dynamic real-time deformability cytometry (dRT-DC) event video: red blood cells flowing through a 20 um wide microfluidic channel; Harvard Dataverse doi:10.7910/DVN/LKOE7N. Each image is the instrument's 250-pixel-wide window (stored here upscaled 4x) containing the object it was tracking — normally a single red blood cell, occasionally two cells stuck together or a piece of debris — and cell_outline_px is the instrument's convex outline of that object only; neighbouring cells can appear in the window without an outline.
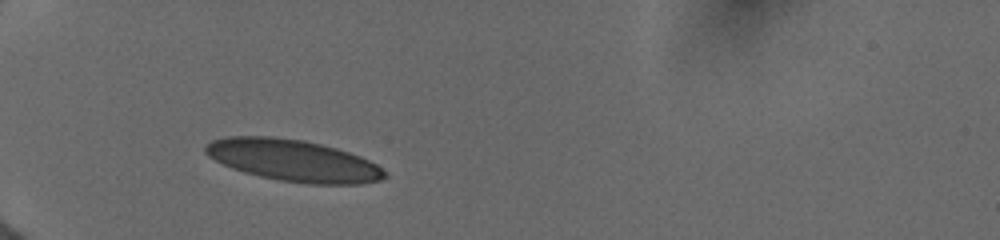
{"species": "human", "species_latin": "Homo sapiens", "temperature_condition": "cold", "stored_images_in_passage": 24, "camera_frame_rate_fps": 3000, "um_per_image_px": 0.085, "donor": {"sex": "female"}, "frame": {"image": 1, "passage_image": 1, "time_ms": 0.0, "image_size_px": [1000, 240], "cell_outline_px": [[388, 176], [380, 180], [360, 184], [308, 184], [280, 180], [260, 176], [244, 172], [232, 168], [208, 156], [204, 152], [204, 144], [212, 140], [228, 136], [272, 136], [304, 140], [336, 148], [360, 156], [376, 164]], "centroid_in_image_um": [24.9, 13.63], "position_along_channel_um": 60.1, "area_um2": 43.47}}
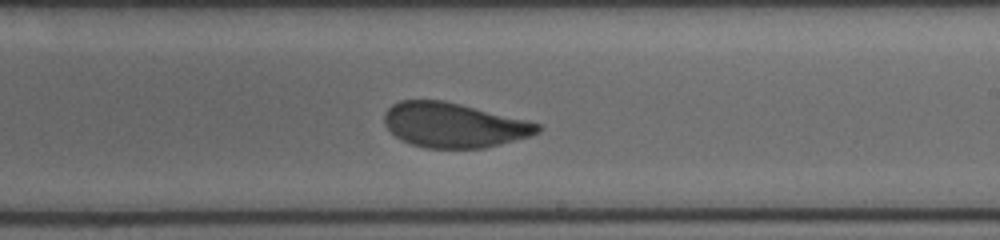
{"frame": {"image": 2, "passage_image": 9, "time_ms": 5.333, "image_size_px": [1000, 240], "cell_outline_px": [[544, 128], [540, 132], [528, 136], [500, 144], [484, 148], [424, 148], [400, 140], [384, 124], [384, 112], [392, 104], [400, 100], [444, 100], [528, 120], [540, 124]], "centroid_in_image_um": [38.57, 10.63], "position_along_channel_um": 250.4, "area_um2": 40.06}}
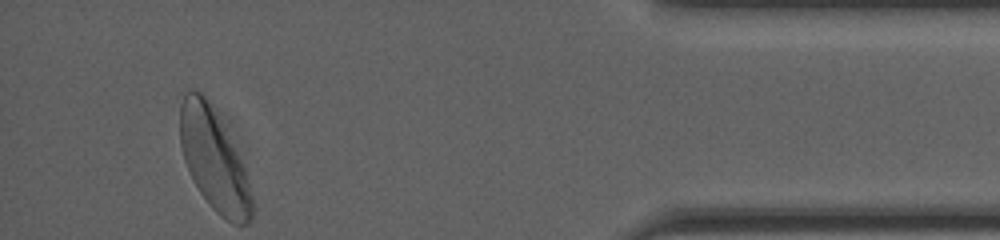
{"frame": {"image": 3, "passage_image": 24, "time_ms": 10.667, "image_size_px": [1000, 240], "cell_outline_px": [[252, 216], [248, 224], [232, 224], [220, 216], [212, 208], [200, 192], [184, 160], [180, 144], [180, 104], [184, 92], [192, 88], [196, 88], [204, 96], [244, 164], [248, 176], [252, 196]], "centroid_in_image_um": [18.18, 13.62], "position_along_channel_um": 417.0, "area_um2": 41.91}, "authors_computed_cell_mechanics": {"area_um2": 41.1825, "velocity_mm_per_s": 3.9416, "shape_relaxation_time_tau1_ms": 3.4085, "shape_relaxation_time_tau2_ms": null, "deformation_change_tau1": 0.117, "deformation_change_tau2": null}}